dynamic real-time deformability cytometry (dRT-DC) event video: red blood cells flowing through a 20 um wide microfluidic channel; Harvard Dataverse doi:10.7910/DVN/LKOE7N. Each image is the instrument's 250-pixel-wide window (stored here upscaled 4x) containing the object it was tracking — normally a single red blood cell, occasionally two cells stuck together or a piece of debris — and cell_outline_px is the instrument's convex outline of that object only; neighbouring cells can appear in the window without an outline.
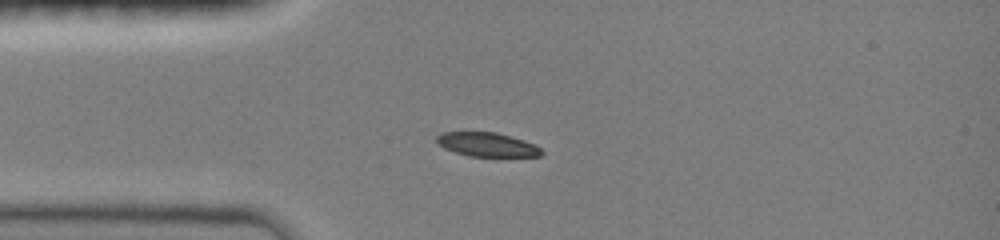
{"species": "common noctule bat (a hibernating species)", "species_latin": "Nyctalus noctula", "temperature_condition": "room temperature", "stored_images_in_passage": 35, "camera_frame_rate_fps": 3000, "um_per_image_px": 0.085, "animal": {"sex": "female", "body_mass_g": 19.0, "forearm_length_mm": 51.5}, "frame": {"image": 1, "passage_image": 1, "time_ms": 0.0, "image_size_px": [1000, 240], "cell_outline_px": [[544, 152], [540, 156], [468, 156], [444, 148], [436, 140], [436, 136], [440, 132], [496, 132], [524, 140], [536, 144]], "centroid_in_image_um": [41.42, 12.28], "position_along_channel_um": 43.6, "area_um2": 14.62}}
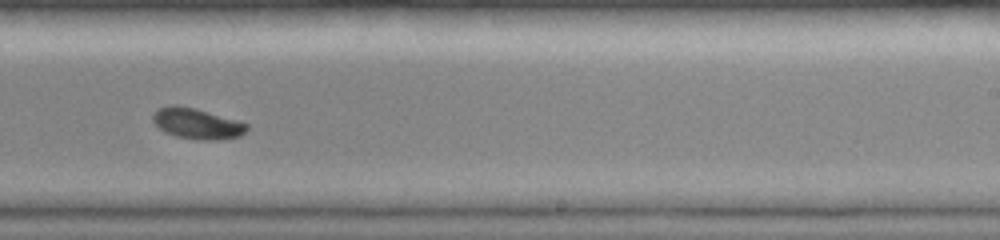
{"frame": {"image": 2, "passage_image": 19, "time_ms": 6.0, "image_size_px": [1000, 240], "cell_outline_px": [[248, 128], [240, 136], [212, 140], [200, 140], [176, 136], [164, 132], [152, 120], [152, 116], [156, 108], [172, 104], [176, 104], [196, 108], [240, 120], [248, 124]], "centroid_in_image_um": [16.73, 10.48], "position_along_channel_um": 272.3, "area_um2": 17.05}}
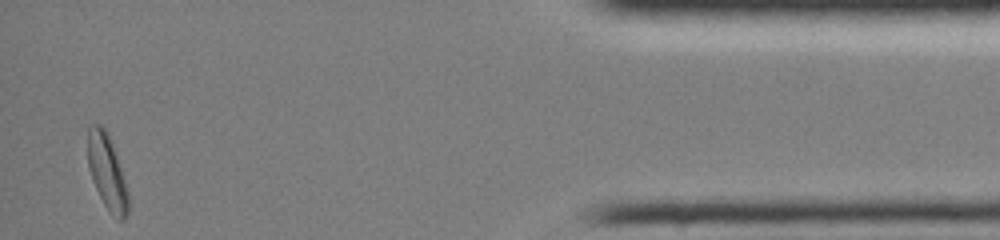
{"frame": {"image": 3, "passage_image": 35, "time_ms": 11.333, "image_size_px": [1000, 240], "cell_outline_px": [[128, 212], [124, 220], [120, 220], [112, 216], [108, 212], [92, 180], [88, 168], [88, 124], [100, 124], [104, 128], [112, 144], [128, 192]], "centroid_in_image_um": [9.08, 14.65], "position_along_channel_um": 426.1, "area_um2": 17.4}, "authors_computed_cell_mechanics": {"area_um2": 16.8198, "velocity_mm_per_s": 4.0359, "shape_relaxation_time_tau1_ms": 3.0456, "shape_relaxation_time_tau2_ms": null, "deformation_change_tau1": 0.141, "deformation_change_tau2": null}}